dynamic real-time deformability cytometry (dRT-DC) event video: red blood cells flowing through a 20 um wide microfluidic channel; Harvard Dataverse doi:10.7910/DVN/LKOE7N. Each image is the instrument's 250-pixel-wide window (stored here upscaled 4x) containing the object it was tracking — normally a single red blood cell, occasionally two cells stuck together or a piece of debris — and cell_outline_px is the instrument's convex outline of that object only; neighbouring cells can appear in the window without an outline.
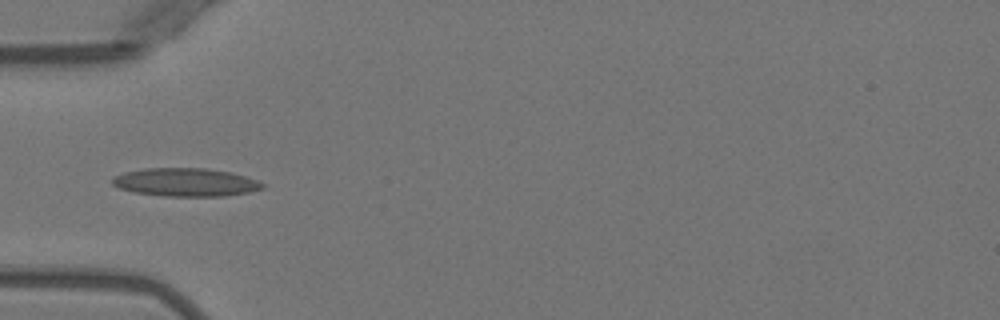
{"species": "Egyptian fruit bat (a non-hibernating species)", "species_latin": "Rousettus aegyptiacus", "temperature_condition": "warm", "stored_images_in_passage": 3, "camera_frame_rate_fps": 3000, "um_per_image_px": 0.085, "animal": {"sex": "female"}, "frame": {"image": 1, "passage_image": 3, "time_ms": 2.333, "image_size_px": [1000, 320], "cell_outline_px": [[264, 188], [248, 192], [224, 196], [164, 196], [132, 192], [120, 188], [112, 184], [112, 176], [124, 172], [144, 168], [204, 168], [228, 172], [244, 176], [256, 180], [264, 184]], "centroid_in_image_um": [15.72, 15.49], "position_along_channel_um": 69.3, "area_um2": 24.62}}